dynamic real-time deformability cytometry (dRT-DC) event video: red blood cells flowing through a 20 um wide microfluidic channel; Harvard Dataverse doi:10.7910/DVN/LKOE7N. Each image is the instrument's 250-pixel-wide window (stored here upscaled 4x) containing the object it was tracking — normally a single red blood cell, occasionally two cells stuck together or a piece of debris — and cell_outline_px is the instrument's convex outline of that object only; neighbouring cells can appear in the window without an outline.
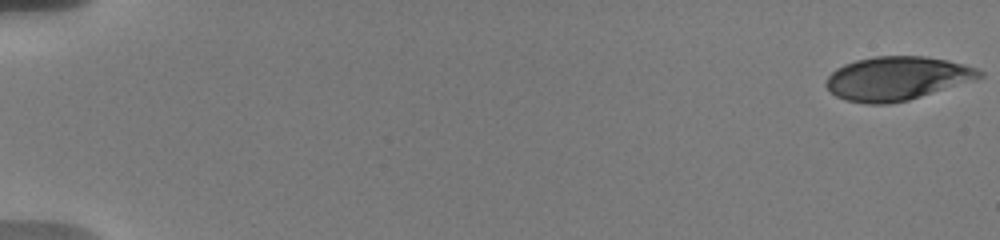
{"species": "human", "species_latin": "Homo sapiens", "temperature_condition": "warm", "stored_images_in_passage": 40, "camera_frame_rate_fps": 3000, "um_per_image_px": 0.085, "donor": {"sex": "male"}, "frame": {"image": 1, "passage_image": 1, "time_ms": 0.0, "image_size_px": [1000, 240], "cell_outline_px": [[984, 76], [976, 80], [908, 100], [888, 104], [868, 104], [844, 100], [836, 96], [824, 84], [828, 76], [836, 68], [844, 64], [856, 60], [876, 56], [924, 56], [948, 60], [964, 64], [976, 68], [984, 72]], "centroid_in_image_um": [76.26, 6.66], "position_along_channel_um": 8.7, "area_um2": 39.19}}
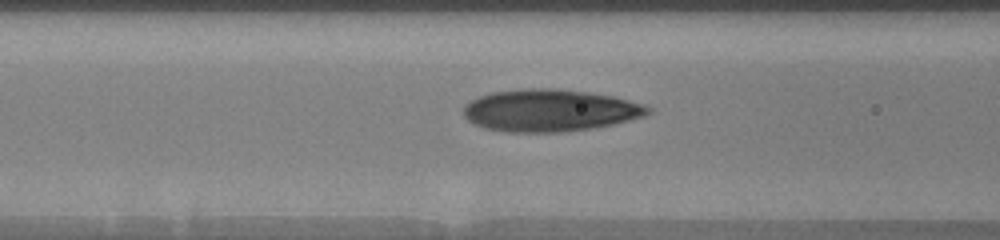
{"frame": {"image": 2, "passage_image": 29, "time_ms": 8.0, "image_size_px": [1000, 240], "cell_outline_px": [[652, 112], [644, 116], [612, 124], [592, 128], [560, 132], [508, 132], [484, 128], [468, 120], [464, 116], [464, 104], [480, 96], [492, 92], [524, 88], [556, 88], [588, 92], [612, 96], [644, 104], [652, 108]], "centroid_in_image_um": [46.74, 9.38], "position_along_channel_um": 119.9, "area_um2": 45.26}}
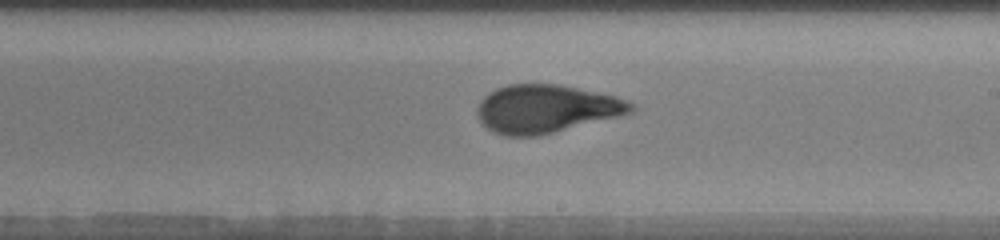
{"frame": {"image": 3, "passage_image": 40, "time_ms": 11.333, "image_size_px": [1000, 240], "cell_outline_px": [[636, 108], [632, 112], [620, 116], [536, 136], [508, 136], [492, 132], [480, 120], [476, 112], [476, 108], [480, 100], [488, 92], [496, 88], [508, 84], [556, 84], [616, 96], [628, 100], [636, 104]], "centroid_in_image_um": [46.42, 9.24], "position_along_channel_um": 242.6, "area_um2": 43.06}}